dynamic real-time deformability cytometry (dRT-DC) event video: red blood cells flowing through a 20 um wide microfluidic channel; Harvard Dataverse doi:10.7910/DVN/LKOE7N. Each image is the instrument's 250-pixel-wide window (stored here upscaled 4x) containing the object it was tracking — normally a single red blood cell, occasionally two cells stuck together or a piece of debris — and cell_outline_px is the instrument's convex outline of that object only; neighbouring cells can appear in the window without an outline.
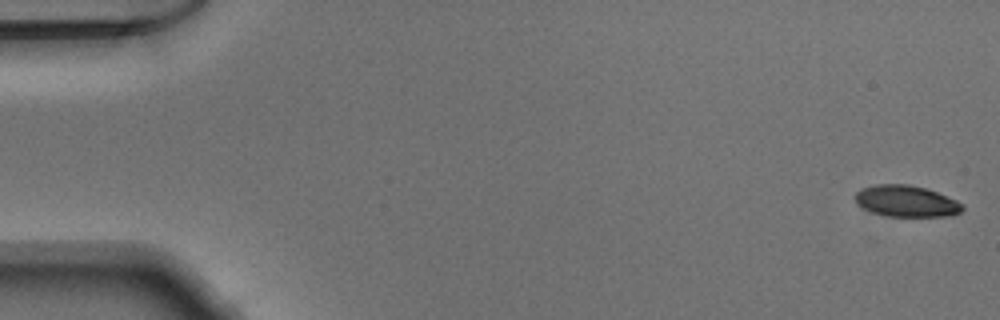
{"species": "Egyptian fruit bat (a non-hibernating species)", "species_latin": "Rousettus aegyptiacus", "temperature_condition": "warm", "stored_images_in_passage": 52, "segment_of_instrument_passage": [1, 2], "camera_frame_rate_fps": 3000, "um_per_image_px": 0.085, "animal": {"sex": "male"}, "frame": {"image": 1, "passage_image": 1, "time_ms": 0.0, "image_size_px": [1000, 320], "cell_outline_px": [[964, 208], [960, 212], [948, 216], [888, 216], [872, 212], [856, 204], [856, 192], [860, 188], [876, 184], [908, 184], [924, 188], [936, 192], [956, 200], [964, 204]], "centroid_in_image_um": [77.02, 17.09], "position_along_channel_um": 8.0, "area_um2": 19.54}}
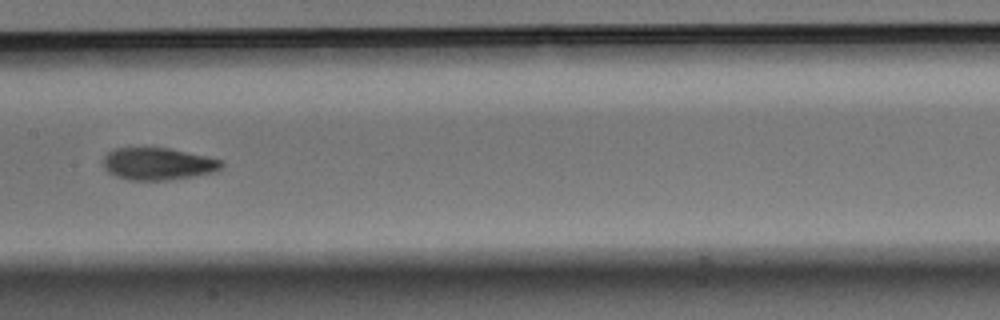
{"frame": {"image": 2, "passage_image": 26, "time_ms": 8.333, "image_size_px": [1000, 320], "cell_outline_px": [[224, 164], [220, 168], [212, 172], [192, 176], [164, 180], [128, 180], [116, 176], [108, 172], [104, 168], [104, 156], [112, 148], [168, 148], [224, 160]], "centroid_in_image_um": [13.4, 13.92], "position_along_channel_um": 194.0, "area_um2": 22.02}}
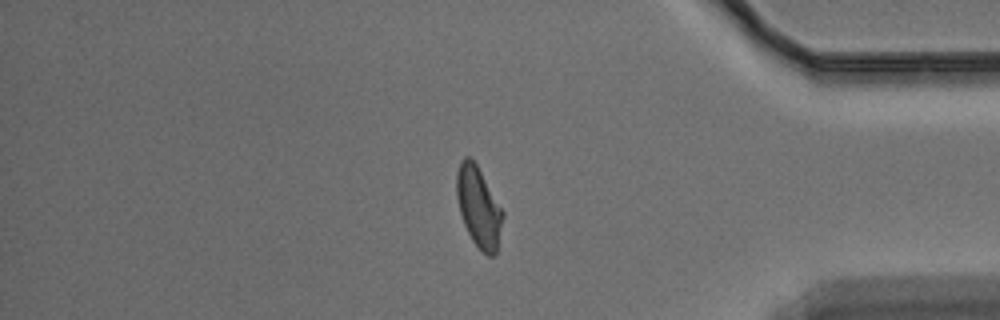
{"frame": {"image": 3, "passage_image": 43, "time_ms": 14.0, "image_size_px": [1000, 320], "cell_outline_px": [[504, 216], [496, 252], [492, 256], [488, 256], [480, 252], [472, 240], [464, 224], [460, 212], [456, 196], [456, 172], [460, 160], [464, 156], [468, 156], [476, 164], [504, 212]], "centroid_in_image_um": [40.67, 17.61], "position_along_channel_um": 394.5, "area_um2": 21.62}}